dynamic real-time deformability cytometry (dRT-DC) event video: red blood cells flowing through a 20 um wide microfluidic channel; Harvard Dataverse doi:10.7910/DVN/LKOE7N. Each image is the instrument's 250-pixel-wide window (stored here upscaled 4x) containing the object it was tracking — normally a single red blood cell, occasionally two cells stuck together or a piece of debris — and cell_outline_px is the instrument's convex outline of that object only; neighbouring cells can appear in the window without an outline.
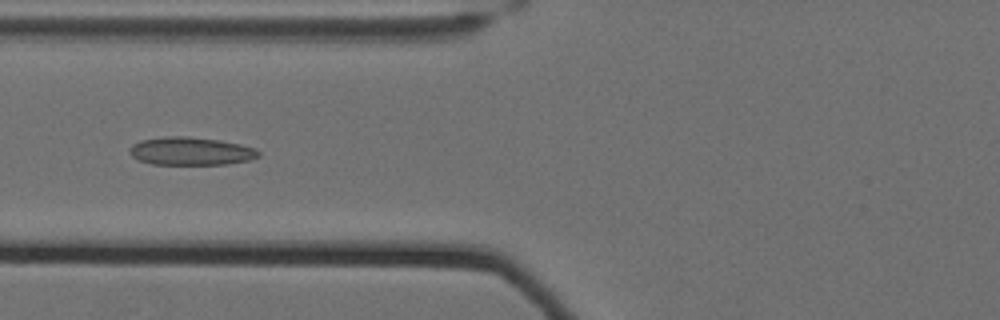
{"species": "Egyptian fruit bat (a non-hibernating species)", "species_latin": "Rousettus aegyptiacus", "temperature_condition": "cold", "stored_images_in_passage": 52, "camera_frame_rate_fps": 3000, "um_per_image_px": 0.085, "animal": {"sex": "female"}, "frame": {"image": 1, "passage_image": 19, "time_ms": 6.0, "image_size_px": [1000, 320], "cell_outline_px": [[260, 156], [248, 160], [228, 164], [152, 164], [140, 160], [132, 156], [128, 152], [132, 144], [140, 140], [168, 136], [188, 136], [216, 140], [240, 144], [252, 148], [260, 152]], "centroid_in_image_um": [16.19, 12.85], "position_along_channel_um": 109.6, "area_um2": 20.87}}
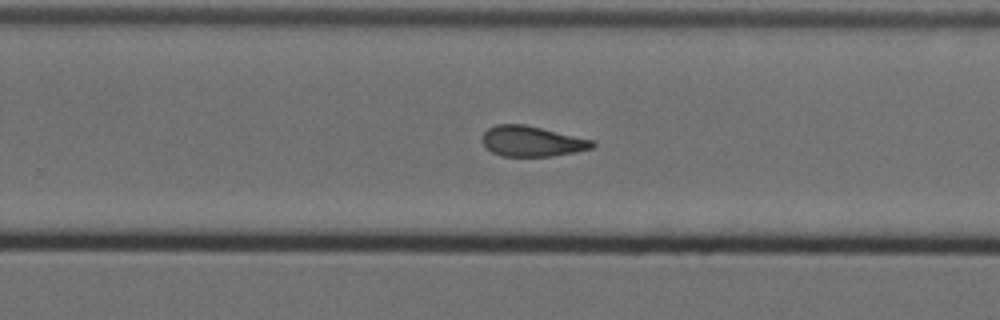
{"frame": {"image": 2, "passage_image": 34, "time_ms": 11.0, "image_size_px": [1000, 320], "cell_outline_px": [[596, 144], [592, 148], [576, 152], [552, 156], [504, 156], [492, 152], [480, 140], [484, 132], [488, 128], [496, 124], [524, 124], [592, 140]], "centroid_in_image_um": [45.19, 12.01], "position_along_channel_um": 284.6, "area_um2": 19.36}}
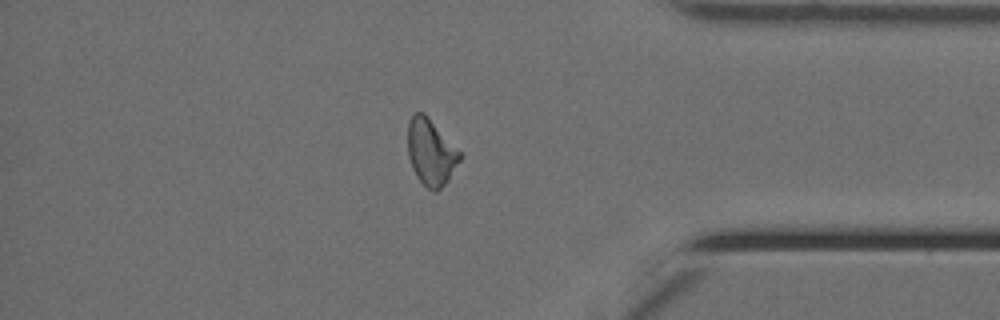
{"frame": {"image": 3, "passage_image": 45, "time_ms": 14.667, "image_size_px": [1000, 320], "cell_outline_px": [[464, 156], [448, 180], [436, 192], [432, 192], [416, 176], [412, 168], [408, 156], [408, 120], [416, 112], [424, 112], [428, 116]], "centroid_in_image_um": [36.63, 12.94], "position_along_channel_um": 398.6, "area_um2": 20.17}, "authors_computed_cell_mechanics": {"area_um2": 20.3456, "velocity_mm_per_s": 3.4965, "shape_relaxation_time_tau1_ms": null, "shape_relaxation_time_tau2_ms": 2.5547, "deformation_change_tau1": null, "deformation_change_tau2": 0.1062}}